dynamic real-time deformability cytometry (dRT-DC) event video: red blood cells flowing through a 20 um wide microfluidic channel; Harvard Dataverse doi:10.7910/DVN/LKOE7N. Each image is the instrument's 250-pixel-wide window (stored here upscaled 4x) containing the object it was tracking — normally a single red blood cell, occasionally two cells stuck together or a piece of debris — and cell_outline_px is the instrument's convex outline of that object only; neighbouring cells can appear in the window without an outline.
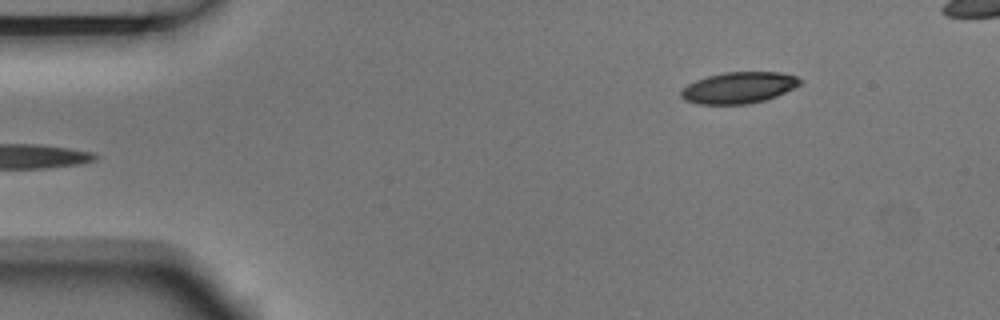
{"species": "Egyptian fruit bat (a non-hibernating species)", "species_latin": "Rousettus aegyptiacus", "temperature_condition": "room temperature", "stored_images_in_passage": 4, "camera_frame_rate_fps": 3000, "um_per_image_px": 0.085, "animal": {"sex": "male"}, "frame": {"image": 1, "passage_image": 4, "time_ms": 1.0, "image_size_px": [1000, 320], "cell_outline_px": [[804, 80], [800, 84], [776, 96], [764, 100], [748, 104], [696, 104], [684, 100], [680, 96], [680, 92], [688, 84], [696, 80], [708, 76], [724, 72], [780, 72], [796, 76]], "centroid_in_image_um": [62.78, 7.45], "position_along_channel_um": 22.2, "area_um2": 21.68}}